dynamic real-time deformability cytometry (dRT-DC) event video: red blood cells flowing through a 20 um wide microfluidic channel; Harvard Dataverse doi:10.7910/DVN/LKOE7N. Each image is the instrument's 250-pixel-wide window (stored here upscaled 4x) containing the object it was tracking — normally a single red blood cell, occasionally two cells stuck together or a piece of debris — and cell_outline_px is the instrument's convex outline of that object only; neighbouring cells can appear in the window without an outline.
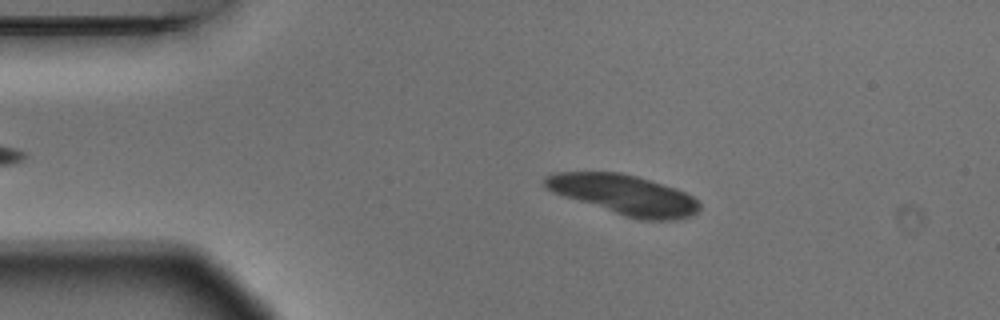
{"species": "Egyptian fruit bat (a non-hibernating species)", "species_latin": "Rousettus aegyptiacus", "temperature_condition": "warm", "stored_images_in_passage": 5, "camera_frame_rate_fps": 3000, "um_per_image_px": 0.085, "animal": {"sex": "male"}, "frame": {"image": 1, "passage_image": 2, "time_ms": 0.333, "image_size_px": [1000, 320], "cell_outline_px": [[700, 208], [692, 216], [676, 220], [640, 220], [624, 216], [564, 196], [544, 188], [544, 176], [552, 172], [620, 172], [636, 176], [676, 188], [692, 196], [700, 204]], "centroid_in_image_um": [53.04, 16.55], "position_along_channel_um": 32.0, "area_um2": 35.89}}
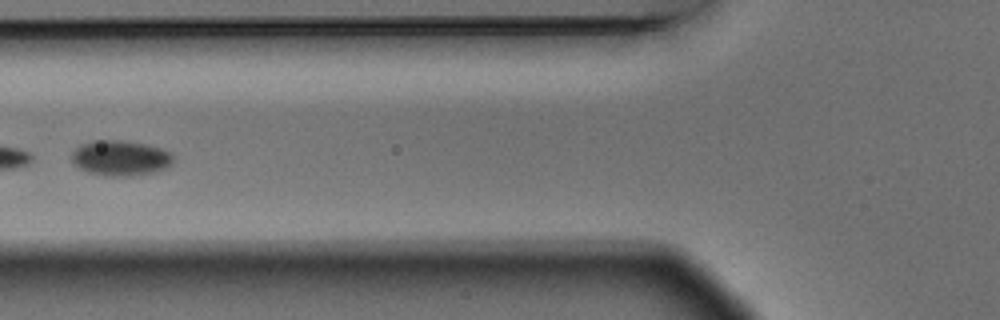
{"frame": {"image": 2, "passage_image": 5, "time_ms": 1.333, "image_size_px": [1000, 320], "cell_outline_px": [[172, 164], [168, 168], [156, 172], [132, 176], [104, 176], [88, 172], [72, 164], [72, 152], [80, 144], [92, 140], [120, 140], [144, 144], [164, 148], [172, 152]], "centroid_in_image_um": [10.25, 13.44], "position_along_channel_um": 115.5, "area_um2": 21.27}}